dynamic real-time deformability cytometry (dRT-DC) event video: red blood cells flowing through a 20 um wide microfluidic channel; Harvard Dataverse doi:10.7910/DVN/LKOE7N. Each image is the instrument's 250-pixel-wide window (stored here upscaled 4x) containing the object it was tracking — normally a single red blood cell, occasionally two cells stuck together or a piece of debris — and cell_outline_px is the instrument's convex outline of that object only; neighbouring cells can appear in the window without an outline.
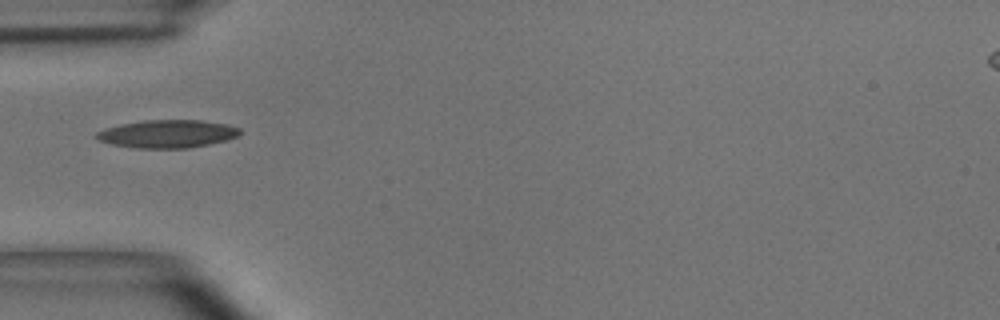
{"species": "common noctule bat (a hibernating species)", "species_latin": "Nyctalus noctula", "temperature_condition": "room temperature", "stored_images_in_passage": 7, "camera_frame_rate_fps": 3000, "um_per_image_px": 0.085, "animal": {"sex": "male", "body_mass_g": 15.6}, "frame": {"image": 1, "passage_image": 1, "time_ms": 0.0, "image_size_px": [1000, 320], "cell_outline_px": [[240, 132], [236, 136], [228, 140], [188, 148], [136, 148], [112, 144], [100, 140], [92, 136], [96, 132], [104, 128], [120, 124], [144, 120], [200, 120], [228, 124], [240, 128]], "centroid_in_image_um": [14.2, 11.37], "position_along_channel_um": 70.8, "area_um2": 23.41}}
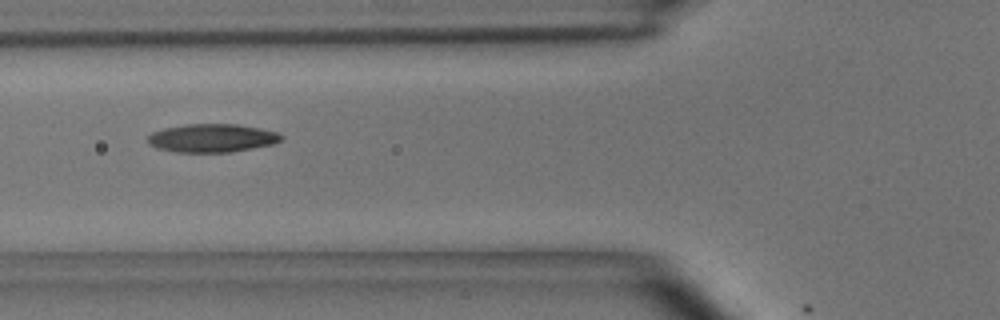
{"frame": {"image": 2, "passage_image": 4, "time_ms": 1.0, "image_size_px": [1000, 320], "cell_outline_px": [[284, 136], [280, 140], [272, 144], [232, 152], [176, 152], [156, 148], [148, 140], [148, 136], [152, 132], [164, 128], [184, 124], [236, 124], [260, 128], [276, 132]], "centroid_in_image_um": [18.01, 11.73], "position_along_channel_um": 107.8, "area_um2": 21.91}}